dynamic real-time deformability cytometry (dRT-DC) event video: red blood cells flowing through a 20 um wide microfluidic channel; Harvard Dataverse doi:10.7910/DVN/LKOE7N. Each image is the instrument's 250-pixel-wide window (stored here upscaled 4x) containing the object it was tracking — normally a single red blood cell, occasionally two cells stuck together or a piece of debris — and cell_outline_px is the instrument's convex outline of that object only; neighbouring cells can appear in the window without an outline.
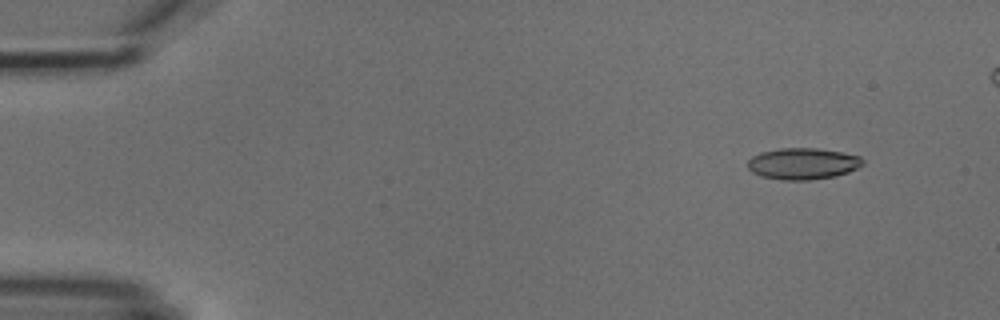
{"species": "common noctule bat (a hibernating species)", "species_latin": "Nyctalus noctula", "temperature_condition": "cold", "stored_images_in_passage": 6, "camera_frame_rate_fps": 3000, "um_per_image_px": 0.085, "animal": {"sex": "male", "body_mass_g": 18.8}, "frame": {"image": 1, "passage_image": 2, "time_ms": 1.0, "image_size_px": [1000, 320], "cell_outline_px": [[864, 164], [848, 172], [836, 176], [808, 180], [784, 180], [760, 176], [752, 172], [748, 168], [748, 160], [752, 156], [760, 152], [780, 148], [816, 148], [840, 152], [860, 156], [864, 160]], "centroid_in_image_um": [68.23, 13.91], "position_along_channel_um": 16.8, "area_um2": 21.1}}